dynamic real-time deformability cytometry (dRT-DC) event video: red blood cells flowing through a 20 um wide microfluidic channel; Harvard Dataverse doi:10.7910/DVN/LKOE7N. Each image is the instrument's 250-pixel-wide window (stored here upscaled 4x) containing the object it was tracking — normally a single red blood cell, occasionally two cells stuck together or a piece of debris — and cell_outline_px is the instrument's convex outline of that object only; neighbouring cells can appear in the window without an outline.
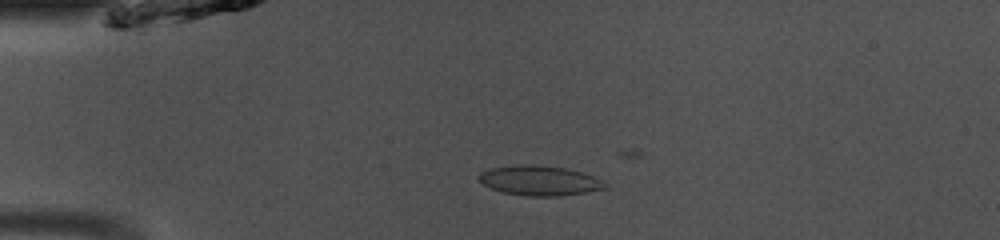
{"species": "common noctule bat (a hibernating species)", "species_latin": "Nyctalus noctula", "temperature_condition": "room temperature", "stored_images_in_passage": 15, "camera_frame_rate_fps": 3000, "um_per_image_px": 0.085, "animal": {"sex": "male", "body_mass_g": 13.0, "forearm_length_mm": 53.1}, "frame": {"image": 1, "passage_image": 11, "time_ms": 3.333, "image_size_px": [1000, 240], "cell_outline_px": [[608, 188], [560, 196], [524, 196], [504, 192], [492, 188], [476, 180], [476, 176], [480, 172], [492, 168], [516, 164], [532, 164], [564, 168], [584, 172], [608, 184]], "centroid_in_image_um": [45.83, 15.34], "position_along_channel_um": 39.2, "area_um2": 22.02}}